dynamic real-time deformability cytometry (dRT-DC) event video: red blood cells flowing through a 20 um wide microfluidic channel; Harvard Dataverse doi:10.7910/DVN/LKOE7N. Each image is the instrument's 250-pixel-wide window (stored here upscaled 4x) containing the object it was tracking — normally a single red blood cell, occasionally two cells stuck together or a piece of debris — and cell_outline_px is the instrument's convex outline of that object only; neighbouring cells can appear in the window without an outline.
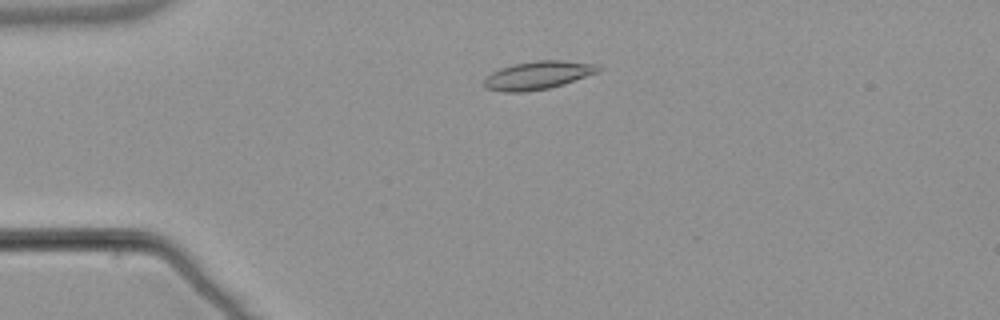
{"species": "common noctule bat (a hibernating species)", "species_latin": "Nyctalus noctula", "temperature_condition": "warm", "stored_images_in_passage": 51, "camera_frame_rate_fps": 3000, "um_per_image_px": 0.085, "animal": {"sex": "male", "body_mass_g": 21.5, "forearm_length_mm": 52.0}, "frame": {"image": 1, "passage_image": 10, "time_ms": 3.0, "image_size_px": [1000, 320], "cell_outline_px": [[600, 72], [564, 84], [548, 88], [528, 92], [504, 92], [488, 88], [484, 84], [484, 80], [492, 72], [500, 68], [512, 64], [536, 60], [560, 60], [596, 64], [600, 68]], "centroid_in_image_um": [45.74, 6.39], "position_along_channel_um": 39.3, "area_um2": 18.73}}
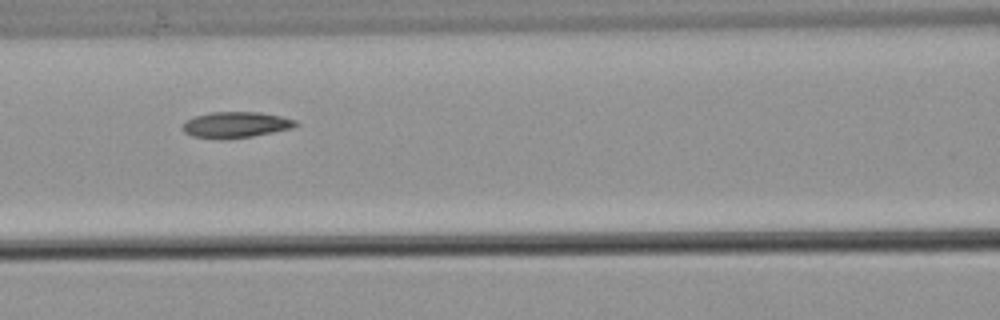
{"frame": {"image": 2, "passage_image": 21, "time_ms": 6.667, "image_size_px": [1000, 320], "cell_outline_px": [[300, 124], [292, 128], [252, 136], [192, 136], [184, 132], [184, 120], [196, 116], [212, 112], [260, 112], [280, 116], [296, 120]], "centroid_in_image_um": [20.11, 10.55], "position_along_channel_um": 146.5, "area_um2": 16.24}}
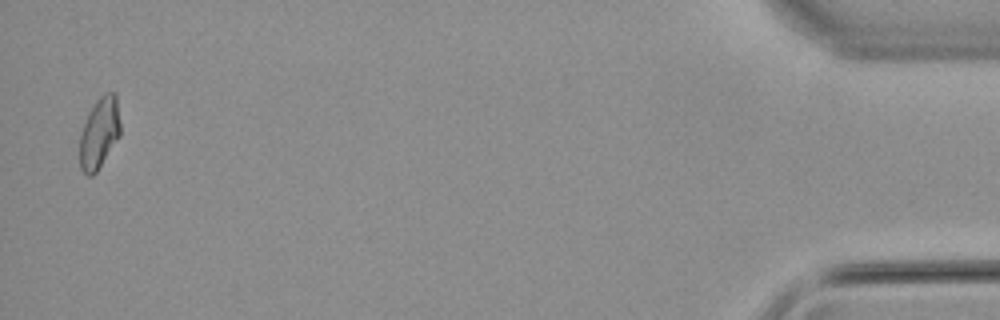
{"frame": {"image": 3, "passage_image": 50, "time_ms": 16.333, "image_size_px": [1000, 320], "cell_outline_px": [[120, 136], [96, 172], [92, 176], [88, 176], [80, 168], [80, 132], [88, 112], [96, 100], [104, 92], [116, 92], [120, 124]], "centroid_in_image_um": [8.44, 11.27], "position_along_channel_um": 426.8, "area_um2": 16.94}, "authors_computed_cell_mechanics": {"area_um2": 16.9932, "velocity_mm_per_s": 3.8278, "shape_relaxation_time_tau1_ms": null, "shape_relaxation_time_tau2_ms": 6.1619, "deformation_change_tau1": null, "deformation_change_tau2": 0.1028}}